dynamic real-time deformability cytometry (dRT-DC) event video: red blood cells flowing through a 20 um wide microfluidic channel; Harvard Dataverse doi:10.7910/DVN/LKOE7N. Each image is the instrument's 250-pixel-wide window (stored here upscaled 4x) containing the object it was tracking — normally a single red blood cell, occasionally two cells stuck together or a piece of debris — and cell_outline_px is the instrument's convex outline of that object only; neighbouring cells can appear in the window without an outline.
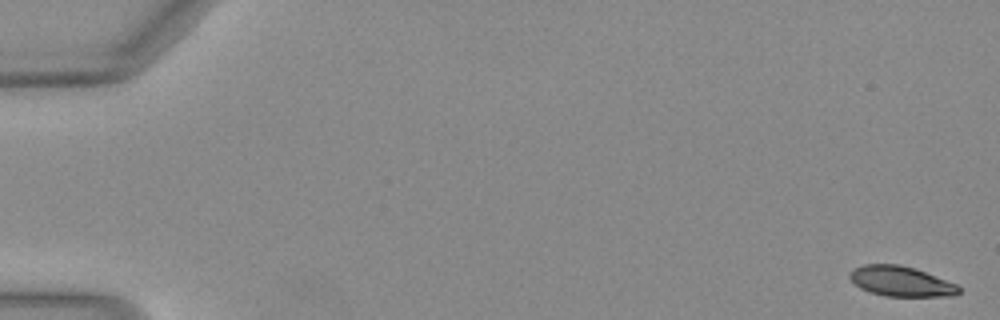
{"species": "Egyptian fruit bat (a non-hibernating species)", "species_latin": "Rousettus aegyptiacus", "temperature_condition": "warm", "stored_images_in_passage": 51, "camera_frame_rate_fps": 3000, "um_per_image_px": 0.085, "animal": {"sex": "female"}, "frame": {"image": 1, "passage_image": 1, "time_ms": 0.0, "image_size_px": [1000, 320], "cell_outline_px": [[960, 292], [952, 296], [884, 296], [868, 292], [860, 288], [848, 276], [852, 268], [864, 264], [900, 264], [916, 268], [956, 284], [960, 288]], "centroid_in_image_um": [76.55, 23.9], "position_along_channel_um": 8.4, "area_um2": 19.25}}
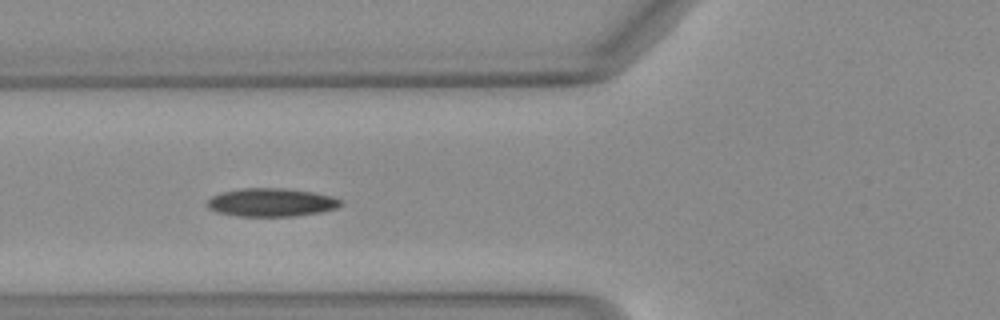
{"frame": {"image": 2, "passage_image": 20, "time_ms": 6.333, "image_size_px": [1000, 320], "cell_outline_px": [[344, 200], [336, 208], [320, 212], [292, 216], [236, 216], [216, 212], [208, 208], [204, 204], [212, 196], [220, 192], [244, 188], [284, 188], [312, 192], [332, 196]], "centroid_in_image_um": [23.02, 17.2], "position_along_channel_um": 102.8, "area_um2": 22.08}}
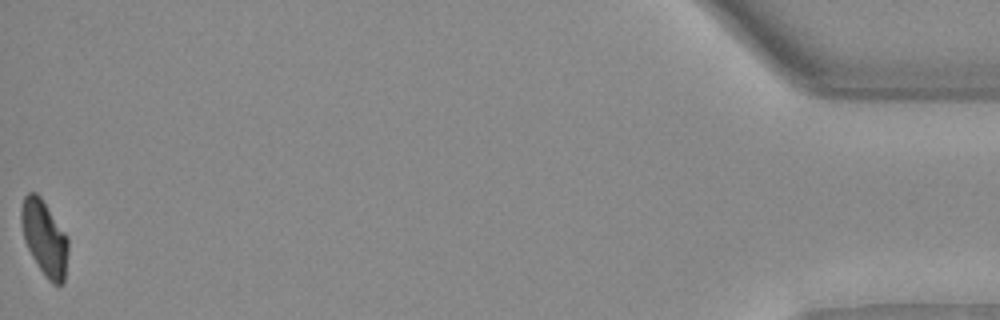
{"frame": {"image": 3, "passage_image": 51, "time_ms": 16.667, "image_size_px": [1000, 320], "cell_outline_px": [[68, 252], [64, 280], [60, 284], [52, 284], [48, 280], [32, 256], [24, 240], [20, 220], [20, 208], [24, 196], [28, 192], [36, 192], [40, 196], [68, 236]], "centroid_in_image_um": [3.77, 20.19], "position_along_channel_um": 431.4, "area_um2": 20.52}, "authors_computed_cell_mechanics": {"area_um2": 21.2126, "velocity_mm_per_s": 4.0853, "shape_relaxation_time_tau1_ms": 8.5837, "shape_relaxation_time_tau2_ms": 3.1543, "deformation_change_tau1": 0.2242, "deformation_change_tau2": 0.0747}}